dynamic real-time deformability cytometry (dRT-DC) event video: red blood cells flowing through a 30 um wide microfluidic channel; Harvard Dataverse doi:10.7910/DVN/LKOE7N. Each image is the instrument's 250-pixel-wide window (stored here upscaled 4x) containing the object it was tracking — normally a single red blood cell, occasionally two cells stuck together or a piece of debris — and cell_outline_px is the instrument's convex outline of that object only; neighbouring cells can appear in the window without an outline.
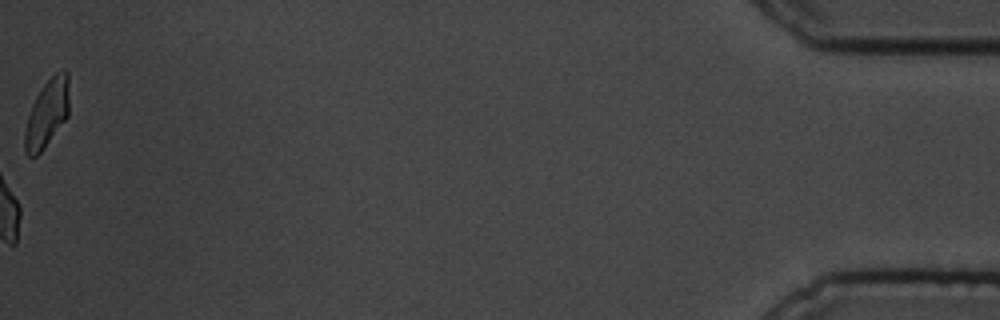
{"species": "common noctule bat (a hibernating species)", "species_latin": "Nyctalus noctula", "temperature_condition": "cold", "stored_images_in_passage": 61, "camera_frame_rate_fps": 3000, "um_per_image_px": 0.085, "animal": {"sex": "male", "body_mass_g": 19.5, "forearm_length_mm": 54.6}, "frame": {"image": 1, "passage_image": 61, "time_ms": 20.0, "image_size_px": [1000, 320], "cell_outline_px": [[68, 116], [40, 152], [36, 156], [28, 156], [24, 152], [24, 132], [28, 116], [32, 104], [36, 96], [44, 84], [56, 72], [64, 68], [68, 72]], "centroid_in_image_um": [3.98, 9.62], "position_along_channel_um": 431.2, "area_um2": 17.34}, "authors_computed_cell_mechanics": {"area_um2": 18.496, "velocity_mm_per_s": 3.3672, "shape_relaxation_time_tau1_ms": 2.8979, "shape_relaxation_time_tau2_ms": 3.5355, "deformation_change_tau1": 0.1147, "deformation_change_tau2": 0.0721}}